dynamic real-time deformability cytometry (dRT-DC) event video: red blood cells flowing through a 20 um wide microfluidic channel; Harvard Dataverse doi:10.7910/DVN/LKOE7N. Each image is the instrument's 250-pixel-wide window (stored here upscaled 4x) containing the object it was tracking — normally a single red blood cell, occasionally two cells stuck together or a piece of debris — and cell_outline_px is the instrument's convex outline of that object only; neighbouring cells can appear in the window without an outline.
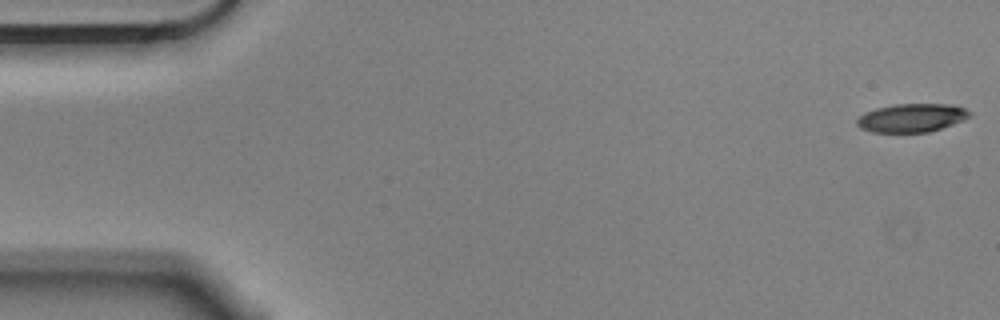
{"species": "Egyptian fruit bat (a non-hibernating species)", "species_latin": "Rousettus aegyptiacus", "temperature_condition": "cold", "stored_images_in_passage": 6, "camera_frame_rate_fps": 3000, "um_per_image_px": 0.085, "animal": {"sex": "male"}, "frame": {"image": 1, "passage_image": 1, "time_ms": 0.0, "image_size_px": [1000, 320], "cell_outline_px": [[972, 116], [964, 120], [928, 132], [872, 132], [860, 128], [856, 124], [856, 120], [864, 112], [876, 108], [896, 104], [956, 104], [972, 112]], "centroid_in_image_um": [77.51, 10.01], "position_along_channel_um": 7.5, "area_um2": 18.79}}
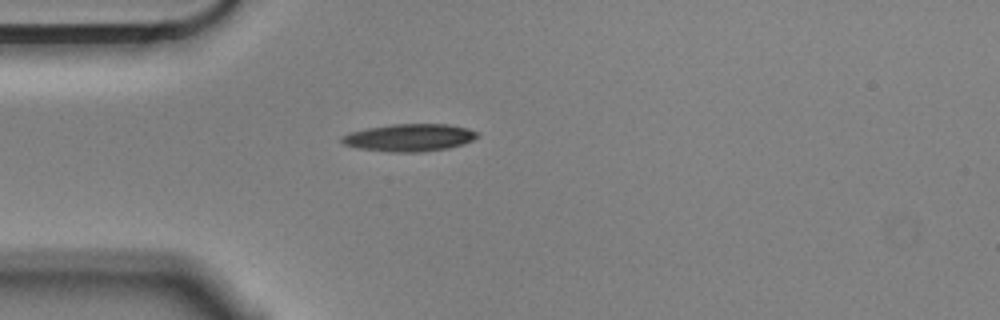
{"frame": {"image": 2, "passage_image": 5, "time_ms": 1.333, "image_size_px": [1000, 320], "cell_outline_px": [[480, 136], [464, 144], [448, 148], [420, 152], [392, 152], [360, 148], [344, 144], [340, 140], [340, 136], [352, 132], [368, 128], [392, 124], [448, 124], [468, 128], [480, 132]], "centroid_in_image_um": [34.86, 11.69], "position_along_channel_um": 50.1, "area_um2": 21.68}}